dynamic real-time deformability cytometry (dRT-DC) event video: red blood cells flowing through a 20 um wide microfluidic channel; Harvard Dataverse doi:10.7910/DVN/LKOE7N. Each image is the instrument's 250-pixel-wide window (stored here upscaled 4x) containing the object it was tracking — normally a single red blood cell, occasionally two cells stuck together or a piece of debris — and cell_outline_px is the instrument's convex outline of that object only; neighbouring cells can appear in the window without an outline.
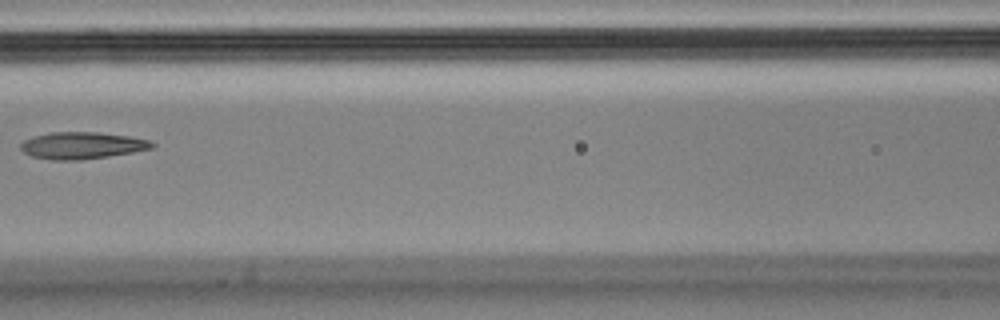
{"species": "Egyptian fruit bat (a non-hibernating species)", "species_latin": "Rousettus aegyptiacus", "temperature_condition": "cold", "stored_images_in_passage": 13, "camera_frame_rate_fps": 3000, "um_per_image_px": 0.085, "animal": {"sex": "male"}, "frame": {"image": 1, "passage_image": 4, "time_ms": 1.0, "image_size_px": [1000, 320], "cell_outline_px": [[156, 144], [152, 148], [132, 152], [108, 156], [80, 160], [52, 160], [32, 156], [24, 152], [20, 148], [20, 144], [24, 140], [36, 136], [52, 132], [96, 132], [128, 136], [148, 140]], "centroid_in_image_um": [6.96, 12.37], "position_along_channel_um": 159.6, "area_um2": 20.35}}
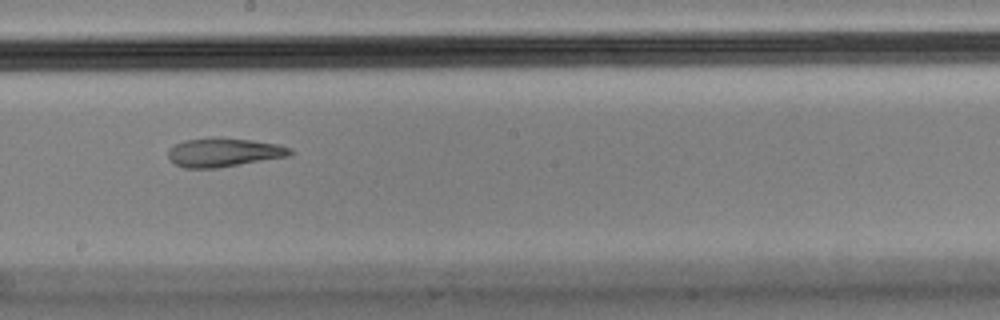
{"frame": {"image": 2, "passage_image": 6, "time_ms": 1.667, "image_size_px": [1000, 320], "cell_outline_px": [[292, 156], [216, 168], [184, 168], [168, 160], [168, 148], [172, 144], [184, 140], [212, 136], [220, 136], [252, 140], [280, 144], [292, 148]], "centroid_in_image_um": [19.01, 12.93], "position_along_channel_um": 229.2, "area_um2": 21.15}}
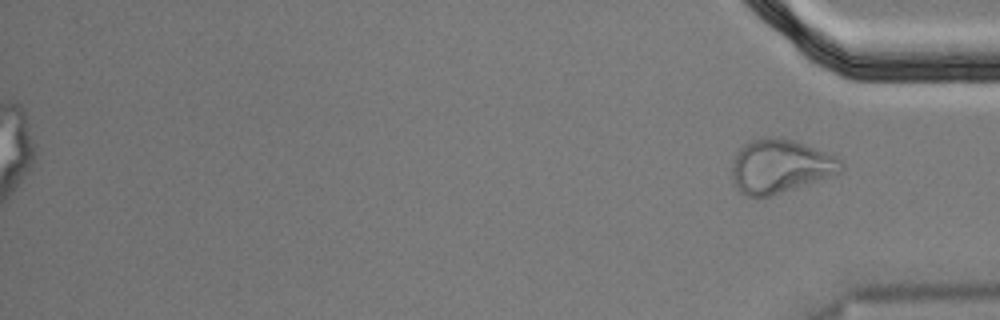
{"frame": {"image": 3, "passage_image": 13, "time_ms": 4.0, "image_size_px": [1000, 320], "cell_outline_px": [[844, 172], [772, 196], [744, 196], [736, 188], [732, 180], [732, 156], [748, 140], [764, 136], [776, 136], [796, 140], [828, 152], [844, 160]], "centroid_in_image_um": [66.33, 14.1], "position_along_channel_um": 368.9, "area_um2": 35.2}}